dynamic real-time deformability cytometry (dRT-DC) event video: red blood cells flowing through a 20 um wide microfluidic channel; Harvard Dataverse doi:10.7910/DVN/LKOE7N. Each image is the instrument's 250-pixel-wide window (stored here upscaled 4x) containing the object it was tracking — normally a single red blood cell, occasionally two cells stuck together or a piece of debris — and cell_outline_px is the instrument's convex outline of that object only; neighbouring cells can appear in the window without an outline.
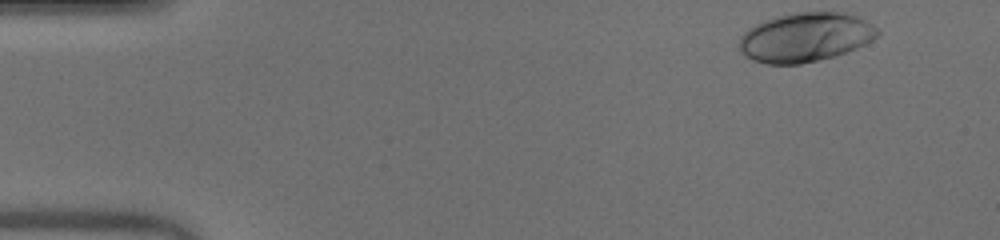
{"species": "human", "species_latin": "Homo sapiens", "temperature_condition": "warm", "stored_images_in_passage": 39, "camera_frame_rate_fps": 3000, "um_per_image_px": 0.085, "donor": {"sex": "male"}, "frame": {"image": 1, "passage_image": 1, "time_ms": 0.0, "image_size_px": [1000, 240], "cell_outline_px": [[880, 32], [872, 40], [856, 48], [836, 56], [800, 64], [768, 64], [752, 60], [740, 48], [740, 36], [748, 28], [764, 20], [796, 12], [844, 12], [856, 16], [872, 24]], "centroid_in_image_um": [68.47, 3.17], "position_along_channel_um": 16.5, "area_um2": 39.3}}
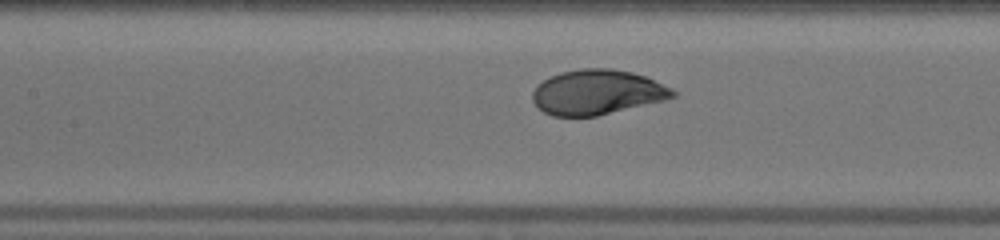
{"frame": {"image": 2, "passage_image": 20, "time_ms": 6.333, "image_size_px": [1000, 240], "cell_outline_px": [[676, 96], [664, 100], [596, 116], [552, 116], [544, 112], [532, 100], [532, 92], [536, 84], [560, 72], [580, 68], [612, 68], [632, 72], [644, 76], [672, 88], [676, 92]], "centroid_in_image_um": [50.74, 7.83], "position_along_channel_um": 156.7, "area_um2": 36.59}}
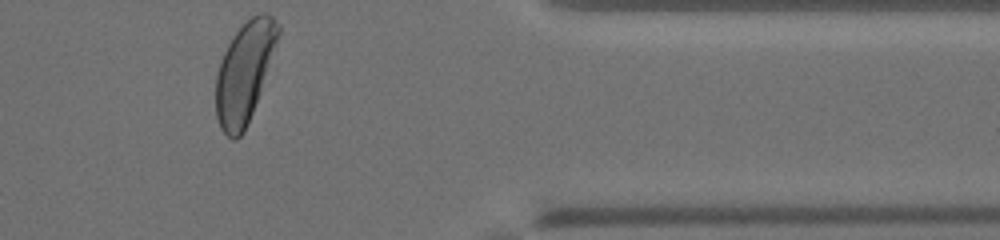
{"frame": {"image": 3, "passage_image": 39, "time_ms": 12.667, "image_size_px": [1000, 240], "cell_outline_px": [[280, 32], [260, 92], [244, 132], [236, 140], [232, 140], [220, 128], [216, 116], [216, 76], [220, 60], [232, 36], [252, 16], [260, 12], [268, 12], [280, 24]], "centroid_in_image_um": [20.77, 6.14], "position_along_channel_um": 390.6, "area_um2": 36.01}, "authors_computed_cell_mechanics": {"area_um2": 37.0498, "velocity_mm_per_s": 4.0036, "shape_relaxation_time_tau1_ms": 2.312, "shape_relaxation_time_tau2_ms": null, "deformation_change_tau1": 0.1615, "deformation_change_tau2": null}}